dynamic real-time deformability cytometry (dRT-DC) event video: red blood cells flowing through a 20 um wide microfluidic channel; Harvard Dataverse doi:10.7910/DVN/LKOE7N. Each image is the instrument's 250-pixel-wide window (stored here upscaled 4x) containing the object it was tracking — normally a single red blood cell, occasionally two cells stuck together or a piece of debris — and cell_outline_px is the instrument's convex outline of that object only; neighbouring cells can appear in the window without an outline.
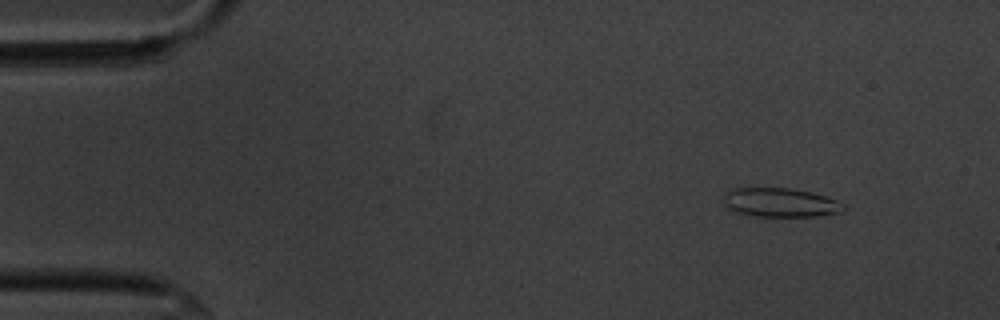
{"species": "common noctule bat (a hibernating species)", "species_latin": "Nyctalus noctula", "temperature_condition": "cold", "stored_images_in_passage": 54, "camera_frame_rate_fps": 3000, "um_per_image_px": 0.085, "animal": {"sex": "male", "body_mass_g": 20.1, "forearm_length_mm": 53.5}, "frame": {"image": 1, "passage_image": 5, "time_ms": 1.333, "image_size_px": [1000, 320], "cell_outline_px": [[844, 212], [816, 216], [756, 216], [732, 212], [724, 204], [724, 196], [732, 188], [788, 188], [812, 192], [836, 200], [844, 204]], "centroid_in_image_um": [66.32, 17.22], "position_along_channel_um": 18.7, "area_um2": 20.29}}
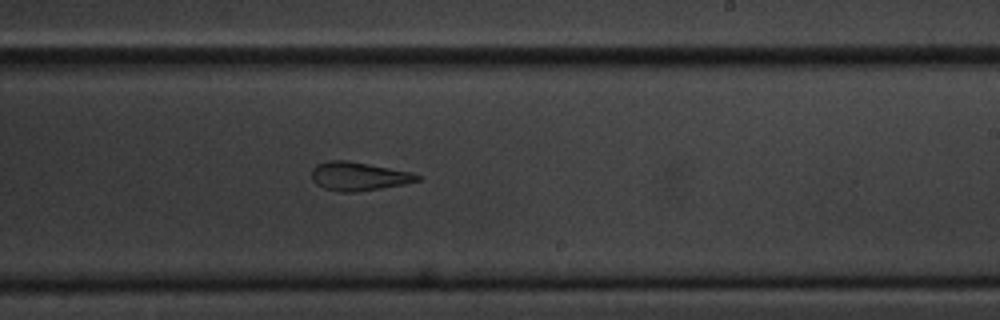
{"frame": {"image": 2, "passage_image": 32, "time_ms": 10.333, "image_size_px": [1000, 320], "cell_outline_px": [[420, 180], [404, 184], [356, 192], [340, 192], [324, 188], [316, 184], [312, 180], [312, 168], [316, 164], [328, 160], [348, 160], [408, 172], [420, 176]], "centroid_in_image_um": [30.41, 14.98], "position_along_channel_um": 258.6, "area_um2": 17.4}}
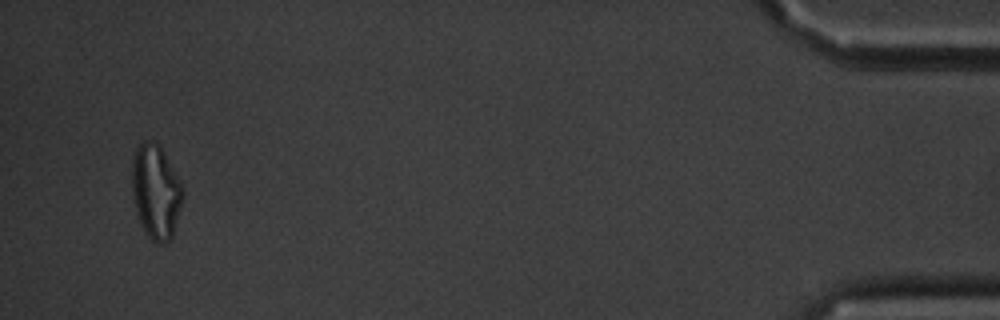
{"frame": {"image": 3, "passage_image": 52, "time_ms": 17.0, "image_size_px": [1000, 320], "cell_outline_px": [[184, 192], [180, 208], [172, 236], [164, 244], [156, 244], [148, 236], [136, 212], [132, 192], [132, 156], [136, 148], [144, 140], [152, 140], [164, 152], [180, 180]], "centroid_in_image_um": [13.24, 16.27], "position_along_channel_um": 422.0, "area_um2": 27.69}, "authors_computed_cell_mechanics": {"area_um2": 19.7098, "velocity_mm_per_s": 3.6298, "shape_relaxation_time_tau1_ms": 5.666, "shape_relaxation_time_tau2_ms": 1.7317, "deformation_change_tau1": 0.169, "deformation_change_tau2": 0.0877}}